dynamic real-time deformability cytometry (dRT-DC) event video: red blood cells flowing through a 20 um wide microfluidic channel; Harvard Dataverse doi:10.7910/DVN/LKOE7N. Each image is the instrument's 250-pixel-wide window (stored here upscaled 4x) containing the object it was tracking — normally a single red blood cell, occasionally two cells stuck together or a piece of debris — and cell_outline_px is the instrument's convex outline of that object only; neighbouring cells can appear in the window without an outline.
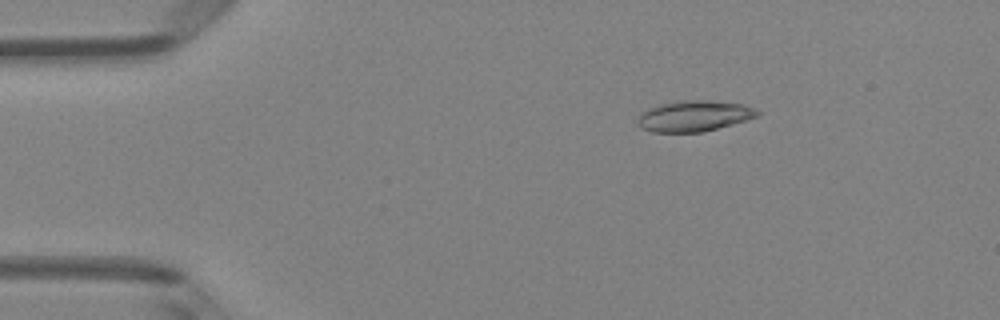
{"species": "Egyptian fruit bat (a non-hibernating species)", "species_latin": "Rousettus aegyptiacus", "temperature_condition": "room temperature", "stored_images_in_passage": 5, "camera_frame_rate_fps": 3000, "um_per_image_px": 0.085, "animal": {"sex": "female"}, "frame": {"image": 1, "passage_image": 3, "time_ms": 2.333, "image_size_px": [1000, 320], "cell_outline_px": [[760, 116], [704, 132], [652, 132], [640, 128], [636, 124], [640, 112], [648, 108], [660, 104], [680, 100], [708, 100], [744, 104], [760, 112]], "centroid_in_image_um": [58.96, 9.86], "position_along_channel_um": 26.0, "area_um2": 21.73}}
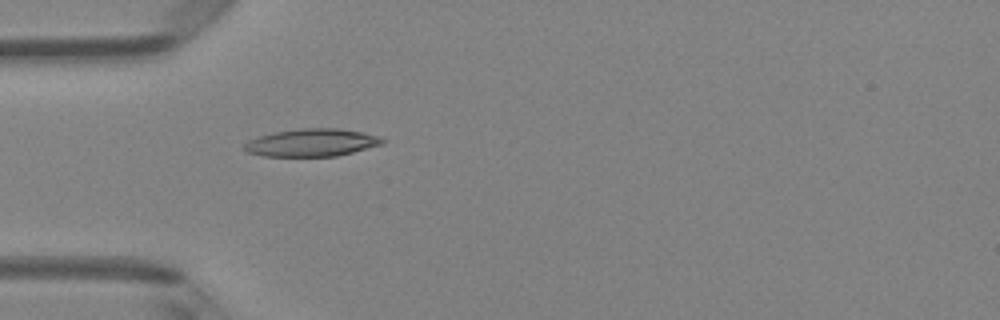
{"frame": {"image": 2, "passage_image": 5, "time_ms": 4.667, "image_size_px": [1000, 320], "cell_outline_px": [[388, 140], [384, 144], [336, 156], [264, 156], [248, 152], [240, 148], [248, 140], [260, 136], [276, 132], [300, 128], [336, 128], [364, 132], [380, 136]], "centroid_in_image_um": [26.54, 12.12], "position_along_channel_um": 58.5, "area_um2": 22.37}}